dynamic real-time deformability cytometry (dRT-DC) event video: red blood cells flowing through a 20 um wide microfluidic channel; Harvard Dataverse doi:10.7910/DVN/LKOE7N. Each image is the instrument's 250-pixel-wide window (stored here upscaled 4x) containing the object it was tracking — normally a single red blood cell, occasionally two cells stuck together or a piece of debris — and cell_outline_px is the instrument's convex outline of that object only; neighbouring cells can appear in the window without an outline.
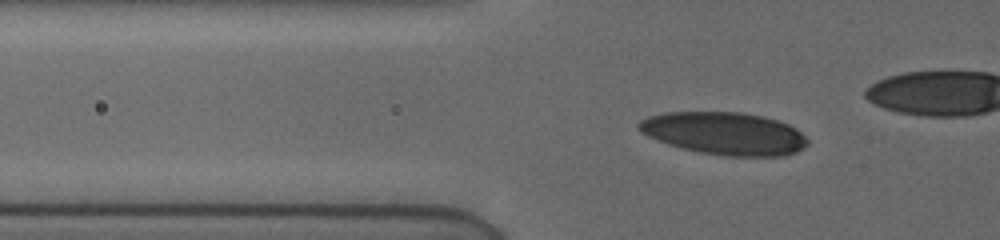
{"species": "human", "species_latin": "Homo sapiens", "temperature_condition": "cold", "stored_images_in_passage": 31, "segment_of_instrument_passage": [1, 2], "camera_frame_rate_fps": 3000, "um_per_image_px": 0.085, "donor": {"sex": "female"}, "frame": {"image": 1, "passage_image": 20, "time_ms": 6.0, "image_size_px": [1000, 240], "cell_outline_px": [[808, 144], [804, 148], [796, 152], [784, 156], [724, 156], [700, 152], [668, 144], [656, 140], [640, 132], [636, 128], [636, 124], [640, 120], [648, 116], [664, 112], [740, 112], [764, 116], [788, 124], [796, 128], [808, 140]], "centroid_in_image_um": [61.56, 11.34], "position_along_channel_um": 64.2, "area_um2": 42.08}}
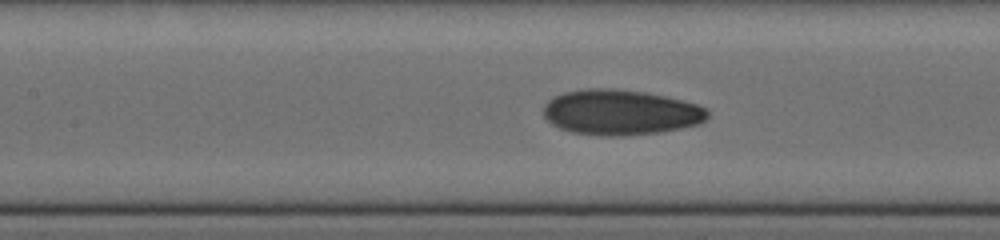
{"frame": {"image": 2, "passage_image": 27, "time_ms": 8.667, "image_size_px": [1000, 240], "cell_outline_px": [[708, 116], [700, 124], [660, 132], [624, 136], [604, 136], [572, 132], [560, 128], [552, 124], [544, 116], [544, 104], [552, 96], [564, 92], [588, 88], [616, 88], [644, 92], [664, 96], [696, 104], [708, 108]], "centroid_in_image_um": [52.73, 9.54], "position_along_channel_um": 154.7, "area_um2": 43.47}}
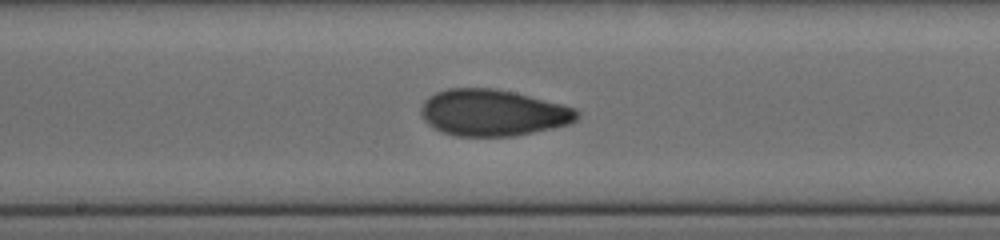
{"frame": {"image": 3, "passage_image": 29, "time_ms": 10.0, "image_size_px": [1000, 240], "cell_outline_px": [[580, 116], [572, 124], [516, 136], [456, 136], [432, 128], [420, 116], [420, 108], [424, 100], [428, 96], [436, 92], [448, 88], [492, 88], [516, 92], [576, 108], [580, 112]], "centroid_in_image_um": [41.9, 9.58], "position_along_channel_um": 206.3, "area_um2": 42.77}}